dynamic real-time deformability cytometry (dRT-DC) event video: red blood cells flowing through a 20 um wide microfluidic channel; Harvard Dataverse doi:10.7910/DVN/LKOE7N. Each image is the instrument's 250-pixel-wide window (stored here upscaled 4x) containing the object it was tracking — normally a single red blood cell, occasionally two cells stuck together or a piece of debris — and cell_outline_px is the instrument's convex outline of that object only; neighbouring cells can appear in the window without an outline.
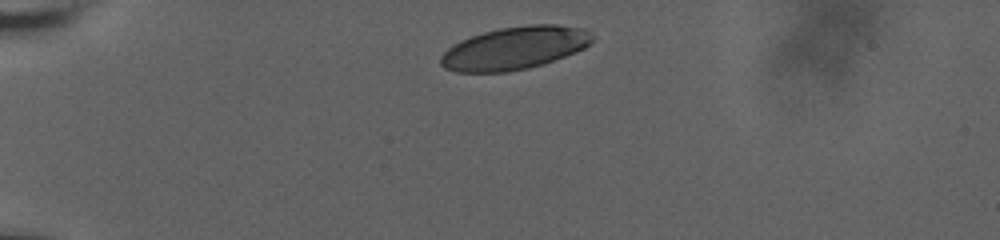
{"species": "human", "species_latin": "Homo sapiens", "temperature_condition": "room temperature", "stored_images_in_passage": 25, "camera_frame_rate_fps": 3000, "um_per_image_px": 0.085, "donor": {"sex": "male"}, "frame": {"image": 1, "passage_image": 1, "time_ms": 0.0, "image_size_px": [1000, 240], "cell_outline_px": [[592, 40], [584, 48], [564, 56], [528, 68], [508, 72], [456, 72], [444, 68], [440, 64], [440, 56], [452, 44], [460, 40], [484, 32], [500, 28], [528, 24], [556, 24], [584, 28], [592, 36]], "centroid_in_image_um": [43.7, 4.08], "position_along_channel_um": 41.3, "area_um2": 37.63}}
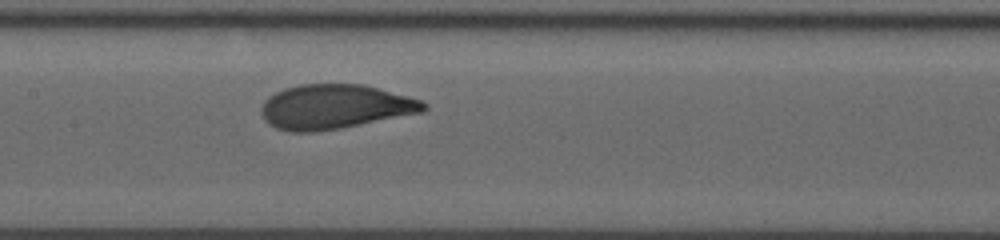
{"frame": {"image": 2, "passage_image": 15, "time_ms": 5.333, "image_size_px": [1000, 240], "cell_outline_px": [[428, 108], [424, 112], [340, 128], [312, 132], [292, 132], [276, 128], [264, 120], [260, 108], [264, 100], [268, 96], [284, 88], [300, 84], [364, 84], [408, 96], [420, 100], [428, 104]], "centroid_in_image_um": [28.46, 9.07], "position_along_channel_um": 178.9, "area_um2": 42.19}}
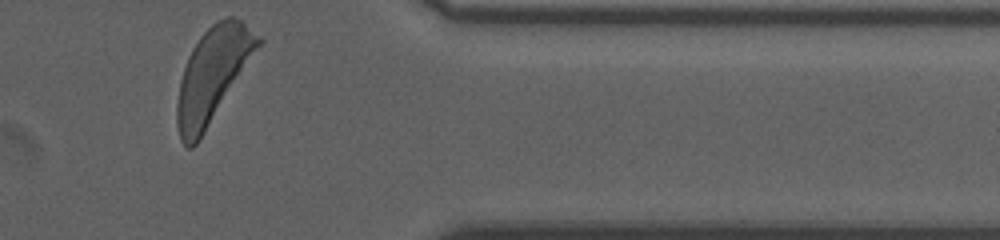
{"frame": {"image": 3, "passage_image": 25, "time_ms": 11.667, "image_size_px": [1000, 240], "cell_outline_px": [[264, 40], [204, 132], [196, 144], [192, 148], [188, 148], [180, 140], [176, 124], [176, 104], [180, 80], [188, 56], [192, 48], [200, 36], [216, 20], [228, 16], [232, 16], [240, 20], [260, 36]], "centroid_in_image_um": [18.06, 6.35], "position_along_channel_um": 393.3, "area_um2": 43.93}, "authors_computed_cell_mechanics": {"area_um2": 42.0784, "velocity_mm_per_s": 3.6332, "shape_relaxation_time_tau1_ms": 2.0327, "shape_relaxation_time_tau2_ms": null, "deformation_change_tau1": 0.1406, "deformation_change_tau2": null}}